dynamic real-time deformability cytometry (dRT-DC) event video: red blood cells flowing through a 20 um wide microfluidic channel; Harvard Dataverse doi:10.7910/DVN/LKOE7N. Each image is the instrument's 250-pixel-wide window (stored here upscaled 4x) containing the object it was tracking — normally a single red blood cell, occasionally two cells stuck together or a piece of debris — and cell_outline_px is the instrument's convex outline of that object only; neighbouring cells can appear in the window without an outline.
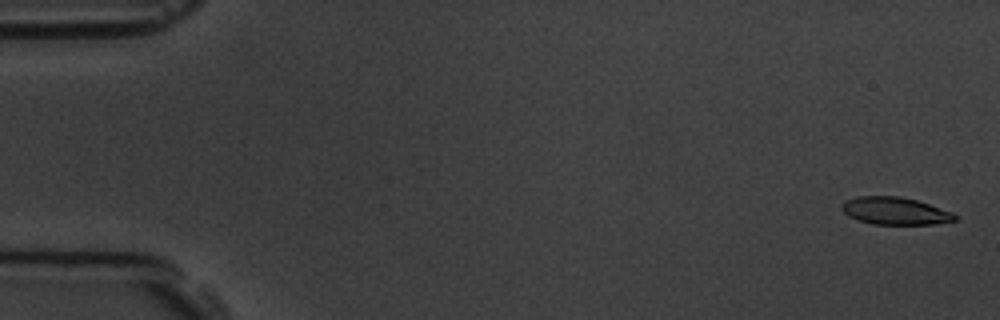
{"species": "common noctule bat (a hibernating species)", "species_latin": "Nyctalus noctula", "temperature_condition": "room temperature", "stored_images_in_passage": 4, "camera_frame_rate_fps": 3000, "um_per_image_px": 0.085, "animal": {"sex": "male", "body_mass_g": 19.5, "forearm_length_mm": 54.6}, "frame": {"image": 1, "passage_image": 1, "time_ms": 0.0, "image_size_px": [1000, 320], "cell_outline_px": [[956, 220], [936, 224], [872, 224], [848, 216], [840, 208], [848, 200], [856, 196], [900, 196], [916, 200], [952, 212], [956, 216]], "centroid_in_image_um": [76.08, 17.93], "position_along_channel_um": 8.9, "area_um2": 17.86}}
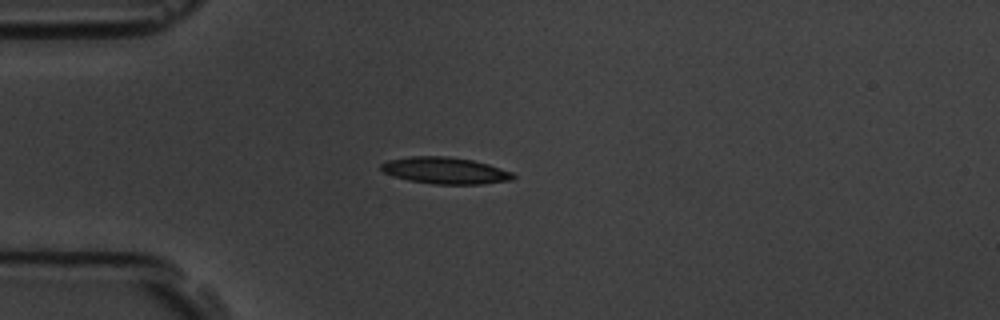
{"frame": {"image": 2, "passage_image": 4, "time_ms": 4.333, "image_size_px": [1000, 320], "cell_outline_px": [[516, 176], [512, 180], [480, 184], [436, 184], [408, 180], [392, 176], [384, 172], [380, 168], [380, 164], [388, 160], [412, 156], [448, 156], [472, 160], [488, 164], [512, 172]], "centroid_in_image_um": [37.82, 14.49], "position_along_channel_um": 47.2, "area_um2": 20.46}}